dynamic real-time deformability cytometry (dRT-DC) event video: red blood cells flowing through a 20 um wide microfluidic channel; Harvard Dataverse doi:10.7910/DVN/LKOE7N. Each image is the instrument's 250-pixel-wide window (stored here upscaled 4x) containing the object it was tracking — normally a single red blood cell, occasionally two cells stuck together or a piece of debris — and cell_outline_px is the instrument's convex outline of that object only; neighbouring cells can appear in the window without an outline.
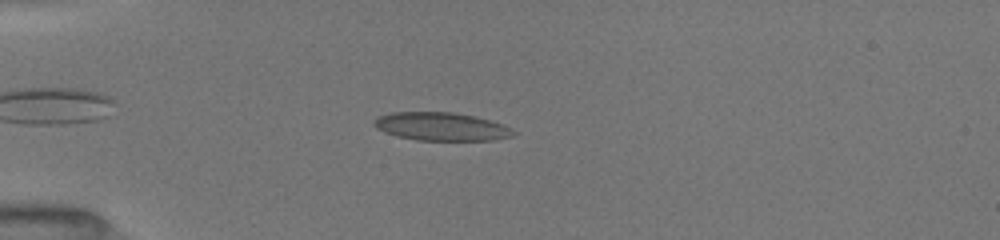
{"species": "common noctule bat (a hibernating species)", "species_latin": "Nyctalus noctula", "temperature_condition": "room temperature", "stored_images_in_passage": 38, "camera_frame_rate_fps": 3000, "um_per_image_px": 0.085, "animal": {"sex": "female", "body_mass_g": 19.5, "forearm_length_mm": 54.1}, "frame": {"image": 1, "passage_image": 14, "time_ms": 3.0, "image_size_px": [1000, 240], "cell_outline_px": [[516, 132], [512, 136], [492, 140], [416, 140], [396, 136], [384, 132], [376, 128], [372, 124], [372, 120], [380, 116], [392, 112], [452, 112], [472, 116], [504, 124]], "centroid_in_image_um": [37.46, 10.76], "position_along_channel_um": 47.5, "area_um2": 22.83}}
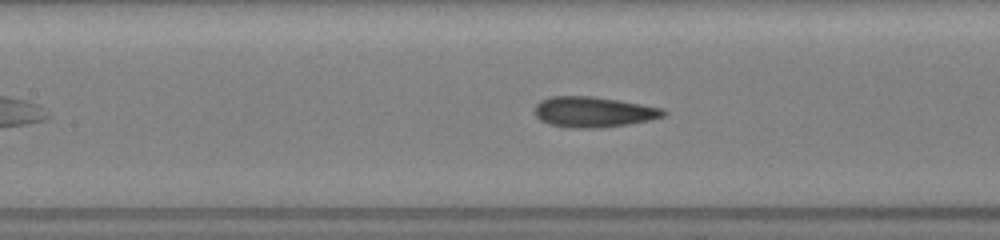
{"frame": {"image": 2, "passage_image": 27, "time_ms": 6.333, "image_size_px": [1000, 240], "cell_outline_px": [[668, 112], [664, 116], [648, 120], [628, 124], [600, 128], [572, 128], [552, 124], [540, 120], [536, 116], [536, 104], [540, 100], [552, 96], [592, 96], [620, 100], [664, 108]], "centroid_in_image_um": [50.48, 9.51], "position_along_channel_um": 156.9, "area_um2": 22.89}}
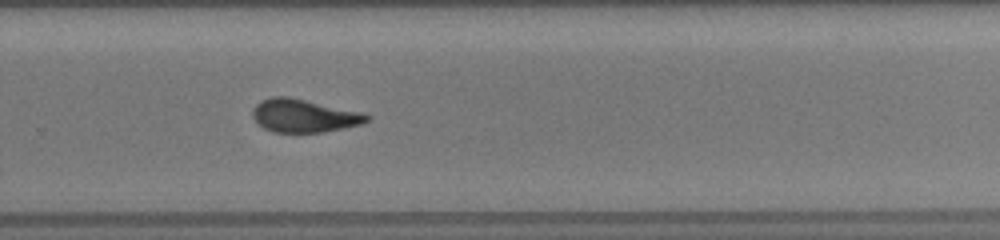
{"frame": {"image": 3, "passage_image": 38, "time_ms": 10.0, "image_size_px": [1000, 240], "cell_outline_px": [[372, 116], [368, 120], [360, 124], [324, 132], [272, 132], [264, 128], [252, 116], [252, 112], [256, 104], [260, 100], [272, 96], [288, 96], [360, 112]], "centroid_in_image_um": [25.8, 9.83], "position_along_channel_um": 304.0, "area_um2": 21.79}}